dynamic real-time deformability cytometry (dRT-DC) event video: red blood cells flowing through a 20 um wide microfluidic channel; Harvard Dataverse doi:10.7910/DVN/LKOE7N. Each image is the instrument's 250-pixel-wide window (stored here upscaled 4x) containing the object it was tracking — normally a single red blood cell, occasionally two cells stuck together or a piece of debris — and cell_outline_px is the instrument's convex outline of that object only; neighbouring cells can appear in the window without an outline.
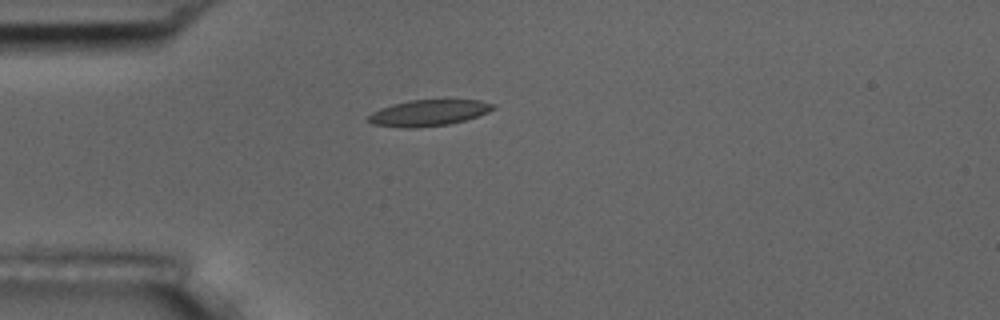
{"species": "common noctule bat (a hibernating species)", "species_latin": "Nyctalus noctula", "temperature_condition": "room temperature", "stored_images_in_passage": 1, "camera_frame_rate_fps": 3000, "um_per_image_px": 0.085, "animal": {"sex": "male", "body_mass_g": 17.5, "forearm_length_mm": 52.3}, "frame": {"image": 1, "passage_image": 1, "time_ms": 0.0, "image_size_px": [1000, 320], "cell_outline_px": [[496, 108], [488, 112], [464, 120], [448, 124], [416, 128], [404, 128], [372, 124], [368, 120], [368, 116], [372, 112], [380, 108], [392, 104], [408, 100], [480, 100], [496, 104]], "centroid_in_image_um": [36.42, 9.59], "position_along_channel_um": 48.6, "area_um2": 19.02}}